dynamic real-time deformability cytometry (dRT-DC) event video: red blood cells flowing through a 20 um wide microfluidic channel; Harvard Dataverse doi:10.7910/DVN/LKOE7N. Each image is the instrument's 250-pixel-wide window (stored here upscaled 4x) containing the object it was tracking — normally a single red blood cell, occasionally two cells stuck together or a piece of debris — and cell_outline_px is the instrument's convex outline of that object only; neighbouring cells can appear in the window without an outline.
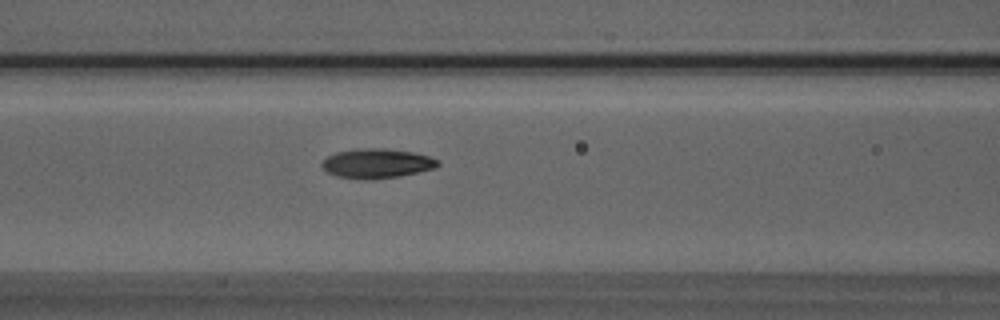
{"species": "Egyptian fruit bat (a non-hibernating species)", "species_latin": "Rousettus aegyptiacus", "temperature_condition": "room temperature", "stored_images_in_passage": 38, "camera_frame_rate_fps": 3000, "um_per_image_px": 0.085, "animal": {"sex": "male"}, "frame": {"image": 1, "passage_image": 8, "time_ms": 2.333, "image_size_px": [1000, 320], "cell_outline_px": [[440, 164], [436, 168], [400, 176], [368, 180], [364, 180], [336, 176], [328, 172], [320, 164], [328, 156], [336, 152], [364, 148], [384, 148], [412, 152], [428, 156], [436, 160]], "centroid_in_image_um": [32.02, 13.9], "position_along_channel_um": 134.6, "area_um2": 19.83}}
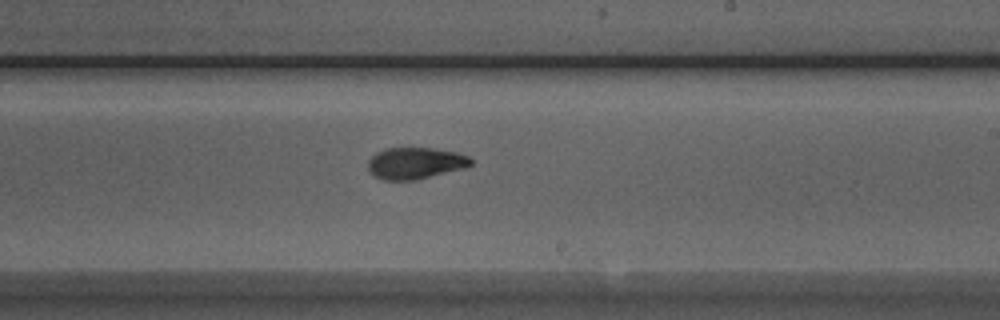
{"frame": {"image": 2, "passage_image": 17, "time_ms": 5.333, "image_size_px": [1000, 320], "cell_outline_px": [[472, 164], [464, 168], [412, 180], [384, 180], [368, 172], [368, 160], [376, 152], [384, 148], [432, 148], [456, 152], [468, 156], [472, 160]], "centroid_in_image_um": [35.26, 13.86], "position_along_channel_um": 253.7, "area_um2": 18.79}}
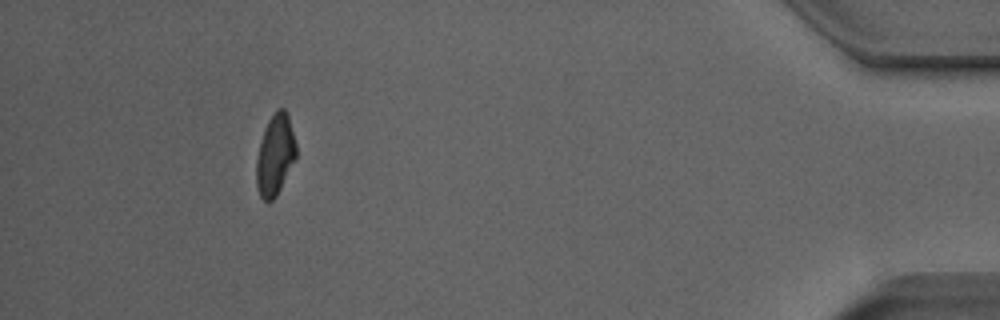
{"frame": {"image": 3, "passage_image": 34, "time_ms": 11.0, "image_size_px": [1000, 320], "cell_outline_px": [[296, 156], [276, 196], [268, 204], [260, 196], [256, 184], [256, 160], [264, 128], [268, 120], [280, 108], [284, 108], [288, 112], [296, 144]], "centroid_in_image_um": [23.38, 13.17], "position_along_channel_um": 411.8, "area_um2": 18.55}, "authors_computed_cell_mechanics": {"area_um2": 19.363, "velocity_mm_per_s": 3.9845, "shape_relaxation_time_tau1_ms": 2.6403, "shape_relaxation_time_tau2_ms": 2.7746, "deformation_change_tau1": 0.1414, "deformation_change_tau2": 0.0884}}